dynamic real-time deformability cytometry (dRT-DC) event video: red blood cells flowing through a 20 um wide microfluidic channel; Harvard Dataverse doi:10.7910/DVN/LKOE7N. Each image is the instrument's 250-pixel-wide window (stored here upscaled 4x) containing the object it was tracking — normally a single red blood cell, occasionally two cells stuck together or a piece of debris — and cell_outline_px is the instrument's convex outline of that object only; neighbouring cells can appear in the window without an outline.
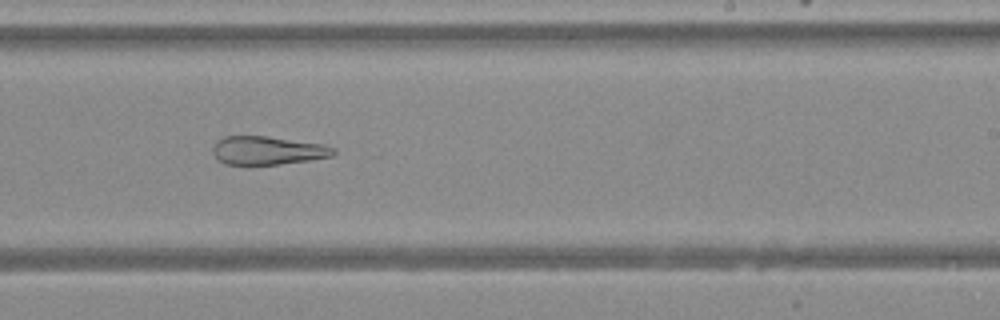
{"species": "Egyptian fruit bat (a non-hibernating species)", "species_latin": "Rousettus aegyptiacus", "temperature_condition": "warm", "stored_images_in_passage": 48, "camera_frame_rate_fps": 3000, "um_per_image_px": 0.085, "animal": {"sex": "female"}, "frame": {"image": 1, "passage_image": 30, "time_ms": 9.667, "image_size_px": [1000, 320], "cell_outline_px": [[336, 152], [332, 156], [308, 160], [280, 164], [224, 164], [212, 152], [212, 148], [216, 140], [224, 136], [268, 136], [324, 144], [336, 148]], "centroid_in_image_um": [22.76, 12.77], "position_along_channel_um": 266.2, "area_um2": 20.0}}
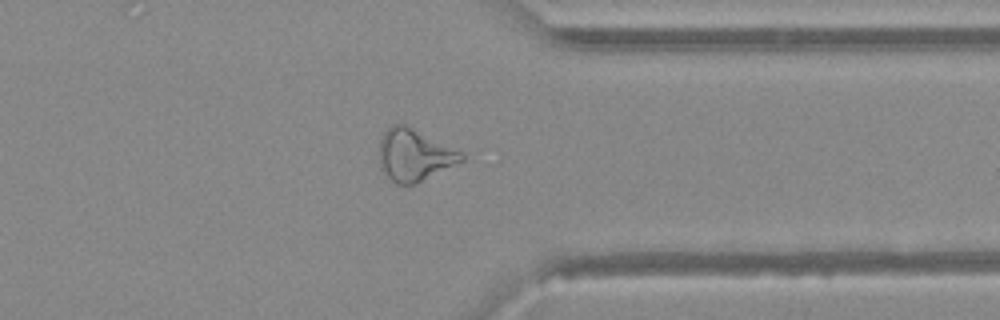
{"frame": {"image": 2, "passage_image": 38, "time_ms": 12.333, "image_size_px": [1000, 320], "cell_outline_px": [[464, 160], [416, 184], [396, 184], [380, 168], [380, 140], [384, 132], [392, 124], [404, 124], [460, 152], [464, 156]], "centroid_in_image_um": [35.18, 13.2], "position_along_channel_um": 376.2, "area_um2": 24.22}}
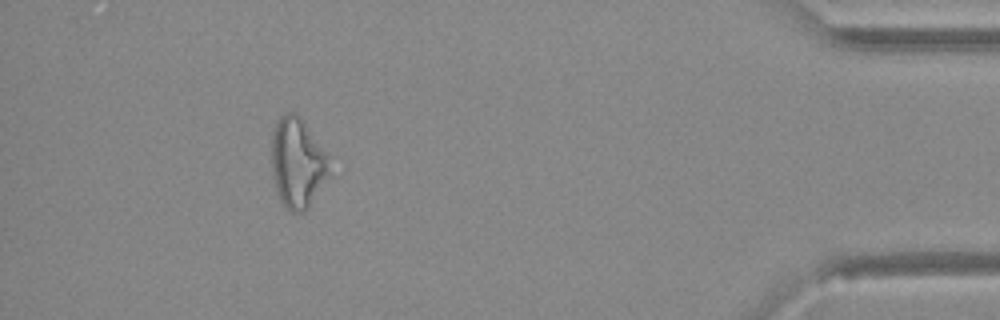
{"frame": {"image": 3, "passage_image": 44, "time_ms": 14.333, "image_size_px": [1000, 320], "cell_outline_px": [[332, 176], [308, 208], [304, 212], [292, 212], [284, 208], [280, 200], [276, 188], [272, 168], [272, 132], [276, 120], [284, 112], [296, 112], [300, 116], [328, 156]], "centroid_in_image_um": [25.31, 13.86], "position_along_channel_um": 409.9, "area_um2": 30.87}}